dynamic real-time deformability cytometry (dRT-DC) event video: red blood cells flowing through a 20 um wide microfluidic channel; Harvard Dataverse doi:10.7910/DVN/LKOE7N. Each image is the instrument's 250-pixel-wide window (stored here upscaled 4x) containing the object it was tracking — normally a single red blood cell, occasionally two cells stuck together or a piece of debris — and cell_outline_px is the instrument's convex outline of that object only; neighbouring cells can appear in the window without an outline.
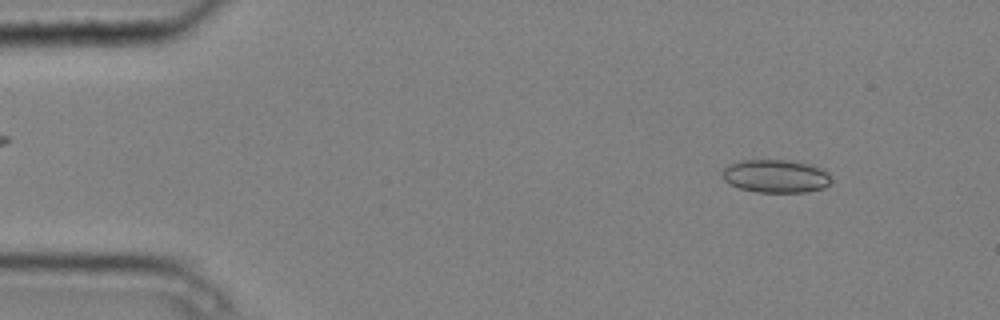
{"species": "common noctule bat (a hibernating species)", "species_latin": "Nyctalus noctula", "temperature_condition": "cold", "stored_images_in_passage": 6, "camera_frame_rate_fps": 3000, "um_per_image_px": 0.085, "animal": {"sex": "male", "body_mass_g": 20.4}, "frame": {"image": 1, "passage_image": 1, "time_ms": 0.0, "image_size_px": [1000, 320], "cell_outline_px": [[832, 180], [824, 188], [808, 192], [756, 192], [740, 188], [728, 184], [724, 180], [720, 172], [728, 164], [740, 160], [796, 160], [812, 164], [824, 168], [828, 172]], "centroid_in_image_um": [65.95, 14.96], "position_along_channel_um": 19.0, "area_um2": 21.56}}
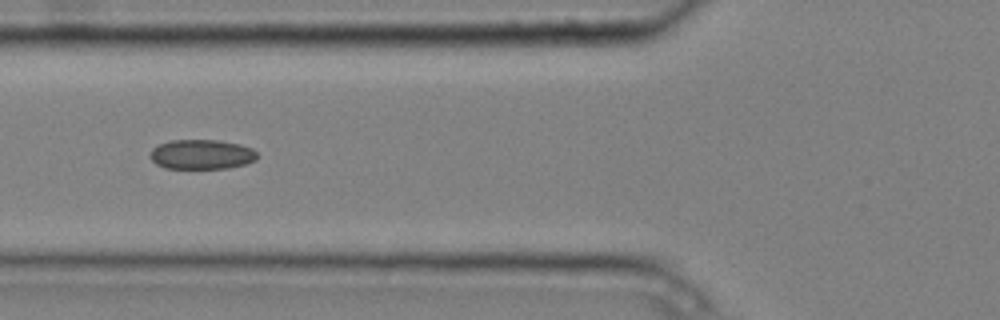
{"frame": {"image": 2, "passage_image": 4, "time_ms": 1.0, "image_size_px": [1000, 320], "cell_outline_px": [[256, 160], [244, 164], [228, 168], [164, 168], [156, 164], [148, 156], [152, 148], [160, 144], [172, 140], [216, 140], [240, 144], [252, 148], [256, 152]], "centroid_in_image_um": [17.11, 13.12], "position_along_channel_um": 108.7, "area_um2": 18.5}}
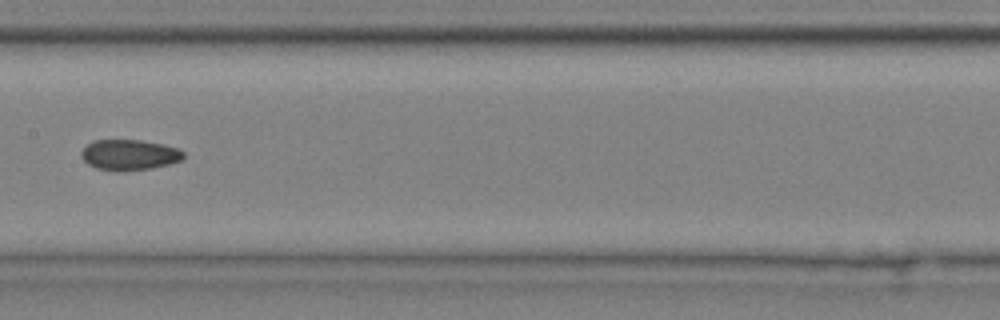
{"frame": {"image": 3, "passage_image": 6, "time_ms": 1.667, "image_size_px": [1000, 320], "cell_outline_px": [[184, 156], [180, 160], [168, 164], [152, 168], [120, 172], [116, 172], [96, 168], [88, 164], [80, 156], [80, 152], [88, 144], [96, 140], [140, 140], [164, 144], [176, 148], [184, 152]], "centroid_in_image_um": [10.97, 13.17], "position_along_channel_um": 196.4, "area_um2": 18.26}}